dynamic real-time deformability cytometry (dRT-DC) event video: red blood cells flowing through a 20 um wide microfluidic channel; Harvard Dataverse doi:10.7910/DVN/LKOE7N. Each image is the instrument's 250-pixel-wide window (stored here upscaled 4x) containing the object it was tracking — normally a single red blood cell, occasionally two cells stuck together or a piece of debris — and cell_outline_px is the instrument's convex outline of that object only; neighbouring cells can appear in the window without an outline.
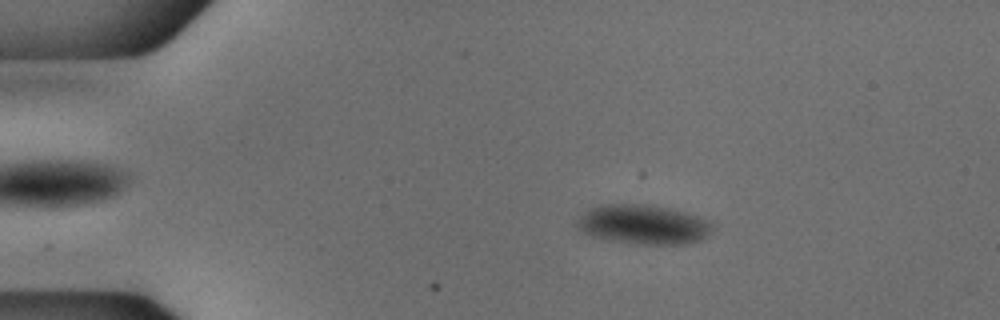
{"species": "common noctule bat (a hibernating species)", "species_latin": "Nyctalus noctula", "temperature_condition": "cold", "stored_images_in_passage": 54, "camera_frame_rate_fps": 3000, "um_per_image_px": 0.085, "animal": {"sex": "male", "body_mass_g": 18.8}, "frame": {"image": 1, "passage_image": 10, "time_ms": 3.0, "image_size_px": [1000, 320], "cell_outline_px": [[712, 228], [708, 236], [700, 240], [684, 244], [636, 244], [608, 240], [592, 236], [584, 232], [576, 224], [576, 220], [588, 208], [600, 204], [652, 204], [672, 208], [708, 220], [712, 224]], "centroid_in_image_um": [54.67, 19.07], "position_along_channel_um": 30.3, "area_um2": 31.33}}
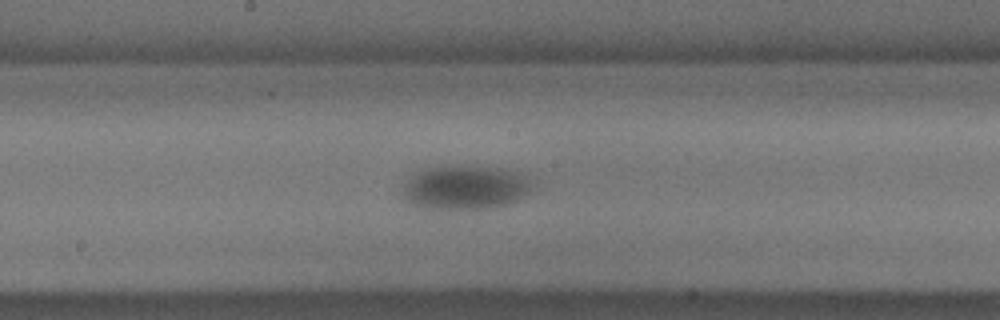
{"frame": {"image": 2, "passage_image": 29, "time_ms": 9.333, "image_size_px": [1000, 320], "cell_outline_px": [[536, 184], [528, 192], [516, 200], [504, 204], [484, 208], [432, 208], [416, 204], [408, 200], [400, 184], [424, 168], [500, 168], [528, 172], [536, 176]], "centroid_in_image_um": [39.7, 15.91], "position_along_channel_um": 208.5, "area_um2": 32.66}}
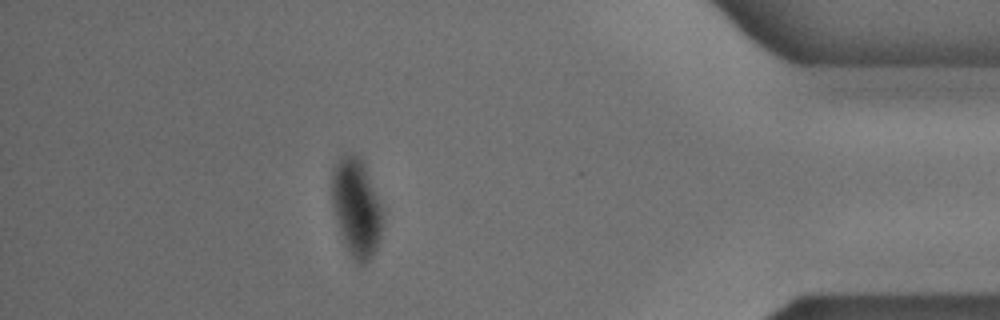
{"frame": {"image": 3, "passage_image": 48, "time_ms": 15.667, "image_size_px": [1000, 320], "cell_outline_px": [[380, 236], [376, 248], [368, 264], [360, 264], [348, 252], [344, 244], [332, 208], [328, 184], [332, 168], [336, 160], [344, 152], [348, 152], [356, 156], [364, 164], [380, 204]], "centroid_in_image_um": [30.19, 17.59], "position_along_channel_um": 405.0, "area_um2": 29.19}}